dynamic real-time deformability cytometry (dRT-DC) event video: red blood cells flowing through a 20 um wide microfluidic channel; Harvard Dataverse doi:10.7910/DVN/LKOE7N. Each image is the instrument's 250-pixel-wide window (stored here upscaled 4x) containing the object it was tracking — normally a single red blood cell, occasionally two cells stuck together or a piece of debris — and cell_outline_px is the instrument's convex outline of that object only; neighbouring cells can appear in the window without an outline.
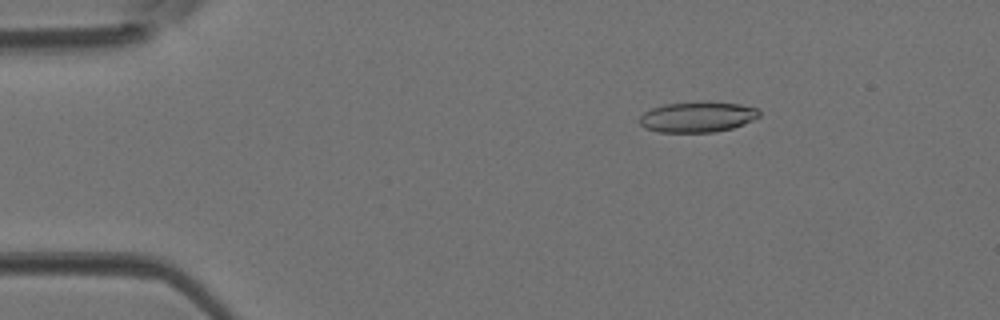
{"species": "Egyptian fruit bat (a non-hibernating species)", "species_latin": "Rousettus aegyptiacus", "temperature_condition": "room temperature", "stored_images_in_passage": 44, "camera_frame_rate_fps": 3000, "um_per_image_px": 0.085, "animal": {"sex": "female"}, "frame": {"image": 1, "passage_image": 7, "time_ms": 2.0, "image_size_px": [1000, 320], "cell_outline_px": [[760, 116], [752, 120], [732, 128], [716, 132], [660, 132], [644, 128], [636, 120], [644, 112], [652, 108], [664, 104], [740, 104], [756, 108], [760, 112]], "centroid_in_image_um": [59.22, 9.98], "position_along_channel_um": 25.8, "area_um2": 20.58}}
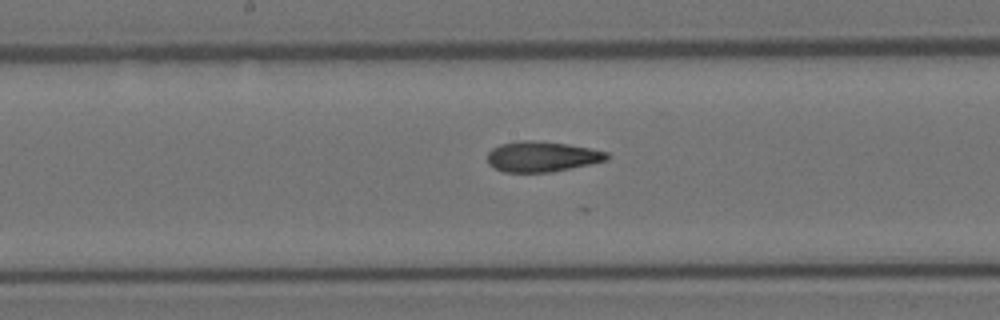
{"frame": {"image": 2, "passage_image": 23, "time_ms": 7.333, "image_size_px": [1000, 320], "cell_outline_px": [[608, 160], [552, 172], [504, 172], [492, 168], [488, 164], [488, 152], [492, 148], [500, 144], [524, 140], [528, 140], [568, 144], [608, 152]], "centroid_in_image_um": [46.03, 13.32], "position_along_channel_um": 202.2, "area_um2": 21.1}}
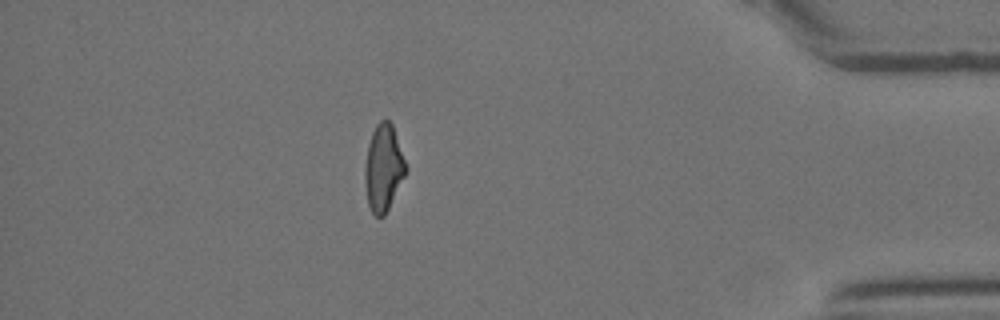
{"frame": {"image": 3, "passage_image": 39, "time_ms": 12.667, "image_size_px": [1000, 320], "cell_outline_px": [[408, 168], [384, 216], [376, 216], [372, 212], [368, 204], [364, 180], [364, 168], [368, 144], [372, 132], [376, 124], [380, 120], [388, 120], [392, 124]], "centroid_in_image_um": [32.58, 14.25], "position_along_channel_um": 402.6, "area_um2": 20.46}}